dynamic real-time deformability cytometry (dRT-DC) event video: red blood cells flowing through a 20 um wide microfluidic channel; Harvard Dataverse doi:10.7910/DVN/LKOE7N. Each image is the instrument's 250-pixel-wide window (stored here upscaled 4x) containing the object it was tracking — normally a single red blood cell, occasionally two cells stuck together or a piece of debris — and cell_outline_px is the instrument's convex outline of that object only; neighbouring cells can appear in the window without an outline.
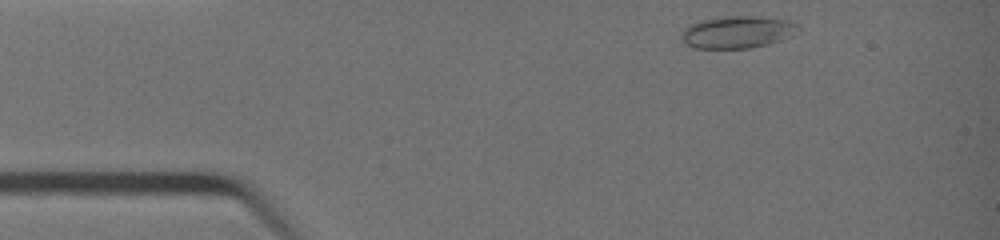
{"species": "common noctule bat (a hibernating species)", "species_latin": "Nyctalus noctula", "temperature_condition": "warm", "stored_images_in_passage": 31, "camera_frame_rate_fps": 3000, "um_per_image_px": 0.085, "animal": {"sex": "female", "body_mass_g": 19.0, "forearm_length_mm": 51.5}, "frame": {"image": 1, "passage_image": 1, "time_ms": 0.0, "image_size_px": [1000, 240], "cell_outline_px": [[800, 28], [780, 40], [768, 44], [752, 48], [692, 48], [684, 44], [680, 36], [684, 28], [700, 20], [720, 16], [760, 16], [788, 20], [796, 24]], "centroid_in_image_um": [62.6, 2.72], "position_along_channel_um": 22.4, "area_um2": 21.91}}
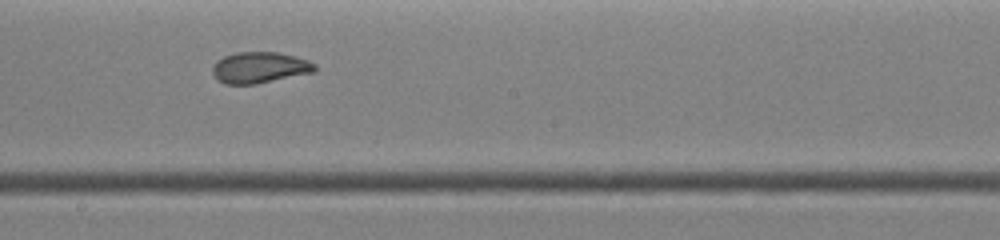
{"frame": {"image": 2, "passage_image": 18, "time_ms": 5.667, "image_size_px": [1000, 240], "cell_outline_px": [[316, 72], [256, 84], [224, 84], [216, 80], [212, 72], [212, 68], [216, 60], [224, 56], [236, 52], [280, 52], [296, 56], [308, 60], [316, 64]], "centroid_in_image_um": [22.07, 5.74], "position_along_channel_um": 226.1, "area_um2": 18.9}}
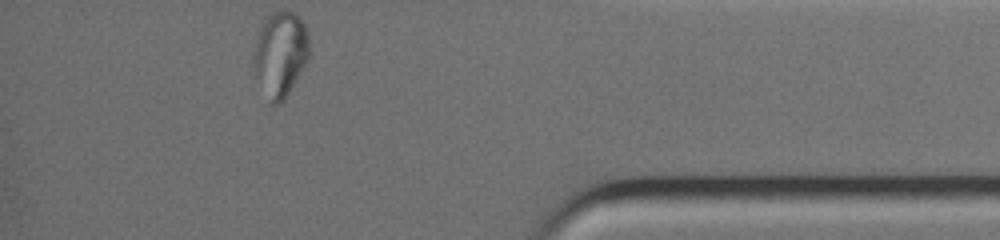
{"frame": {"image": 3, "passage_image": 31, "time_ms": 10.0, "image_size_px": [1000, 240], "cell_outline_px": [[308, 60], [284, 100], [280, 104], [272, 104], [252, 68], [252, 60], [256, 40], [260, 24], [272, 12], [292, 12], [300, 16], [304, 24], [308, 36]], "centroid_in_image_um": [23.81, 4.57], "position_along_channel_um": 411.4, "area_um2": 27.34}}